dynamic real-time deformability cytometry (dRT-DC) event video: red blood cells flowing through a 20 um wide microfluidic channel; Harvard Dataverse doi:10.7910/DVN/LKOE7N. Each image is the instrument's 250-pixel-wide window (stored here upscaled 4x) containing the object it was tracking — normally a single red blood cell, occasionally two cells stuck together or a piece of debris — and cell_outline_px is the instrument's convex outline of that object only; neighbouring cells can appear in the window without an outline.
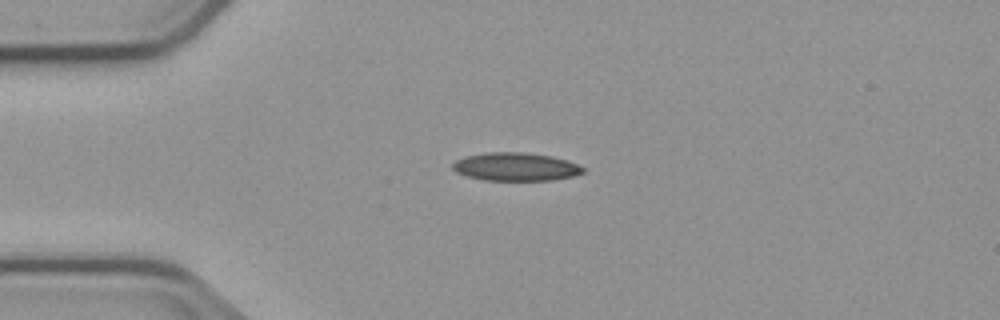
{"species": "common noctule bat (a hibernating species)", "species_latin": "Nyctalus noctula", "temperature_condition": "cold", "stored_images_in_passage": 2, "camera_frame_rate_fps": 3000, "um_per_image_px": 0.085, "animal": {"sex": "male", "body_mass_g": 23.1, "forearm_length_mm": 52.7}, "frame": {"image": 1, "passage_image": 1, "time_ms": 0.0, "image_size_px": [1000, 320], "cell_outline_px": [[584, 172], [572, 176], [552, 180], [484, 180], [468, 176], [456, 172], [452, 168], [452, 164], [456, 160], [468, 156], [488, 152], [524, 152], [552, 156], [568, 160], [584, 168]], "centroid_in_image_um": [43.84, 14.17], "position_along_channel_um": 41.2, "area_um2": 21.27}}